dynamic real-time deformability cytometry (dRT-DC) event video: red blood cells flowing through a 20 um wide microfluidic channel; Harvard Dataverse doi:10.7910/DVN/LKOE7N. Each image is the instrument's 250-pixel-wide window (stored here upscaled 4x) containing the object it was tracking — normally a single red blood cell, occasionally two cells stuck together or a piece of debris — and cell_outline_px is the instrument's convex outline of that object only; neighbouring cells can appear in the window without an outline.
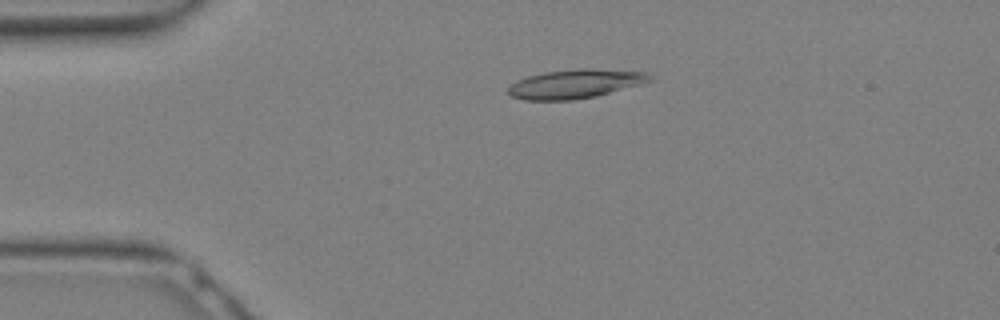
{"species": "Egyptian fruit bat (a non-hibernating species)", "species_latin": "Rousettus aegyptiacus", "temperature_condition": "warm", "stored_images_in_passage": 10, "camera_frame_rate_fps": 3000, "um_per_image_px": 0.085, "animal": {"sex": "female"}, "frame": {"image": 1, "passage_image": 2, "time_ms": 0.333, "image_size_px": [1000, 320], "cell_outline_px": [[652, 80], [640, 84], [596, 96], [572, 100], [524, 100], [508, 96], [508, 88], [516, 80], [528, 76], [544, 72], [576, 68], [592, 68], [648, 72]], "centroid_in_image_um": [48.86, 7.12], "position_along_channel_um": 36.1, "area_um2": 23.99}}
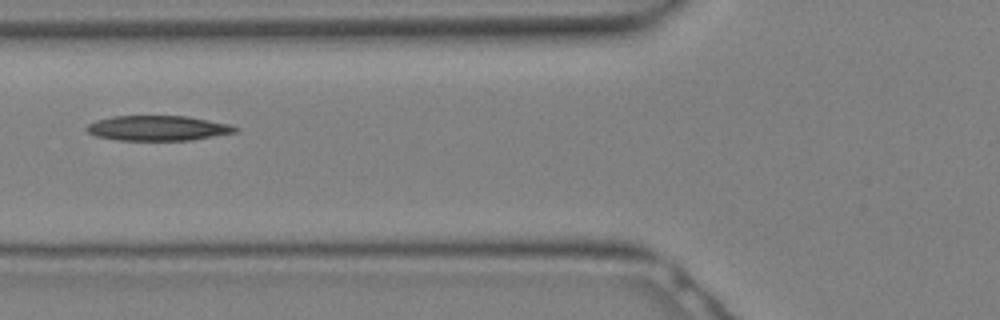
{"frame": {"image": 2, "passage_image": 7, "time_ms": 2.0, "image_size_px": [1000, 320], "cell_outline_px": [[240, 128], [236, 132], [192, 140], [116, 140], [96, 136], [88, 132], [84, 128], [88, 124], [96, 120], [112, 116], [188, 116], [228, 124]], "centroid_in_image_um": [13.39, 10.89], "position_along_channel_um": 112.4, "area_um2": 21.68}}
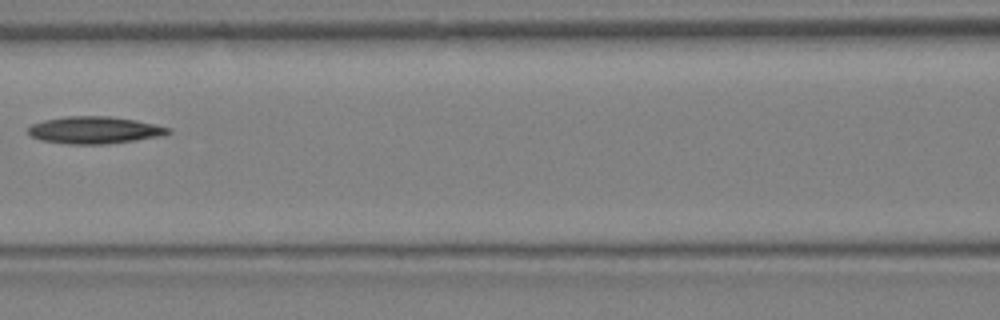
{"frame": {"image": 3, "passage_image": 9, "time_ms": 2.667, "image_size_px": [1000, 320], "cell_outline_px": [[172, 132], [164, 136], [108, 144], [68, 144], [40, 140], [32, 136], [28, 132], [28, 128], [32, 124], [44, 120], [64, 116], [108, 116], [136, 120], [172, 128]], "centroid_in_image_um": [8.07, 11.06], "position_along_channel_um": 158.5, "area_um2": 22.31}}